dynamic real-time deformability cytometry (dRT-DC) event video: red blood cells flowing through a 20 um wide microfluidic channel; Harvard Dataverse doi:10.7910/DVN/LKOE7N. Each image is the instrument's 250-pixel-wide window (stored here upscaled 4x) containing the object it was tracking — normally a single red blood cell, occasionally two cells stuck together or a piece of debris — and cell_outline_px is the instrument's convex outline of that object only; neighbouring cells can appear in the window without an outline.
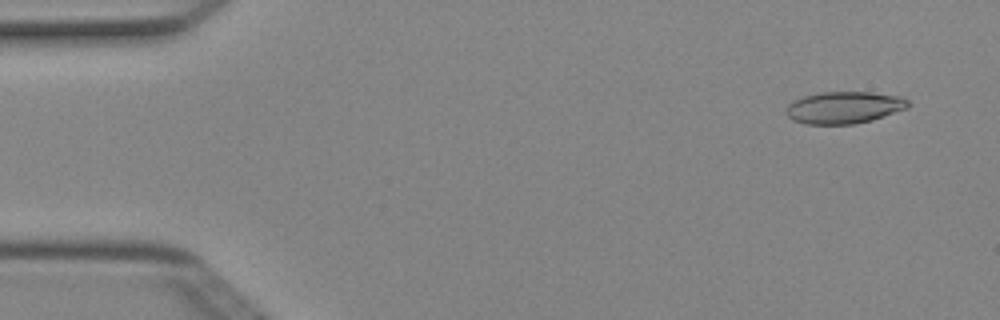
{"species": "Egyptian fruit bat (a non-hibernating species)", "species_latin": "Rousettus aegyptiacus", "temperature_condition": "cold", "stored_images_in_passage": 4, "camera_frame_rate_fps": 3000, "um_per_image_px": 0.085, "animal": {"sex": "female"}, "frame": {"image": 1, "passage_image": 1, "time_ms": 0.0, "image_size_px": [1000, 320], "cell_outline_px": [[912, 104], [908, 108], [872, 120], [852, 124], [804, 124], [792, 120], [784, 112], [784, 108], [792, 100], [804, 96], [820, 92], [872, 92], [900, 96], [908, 100]], "centroid_in_image_um": [71.72, 9.13], "position_along_channel_um": 13.3, "area_um2": 23.06}}
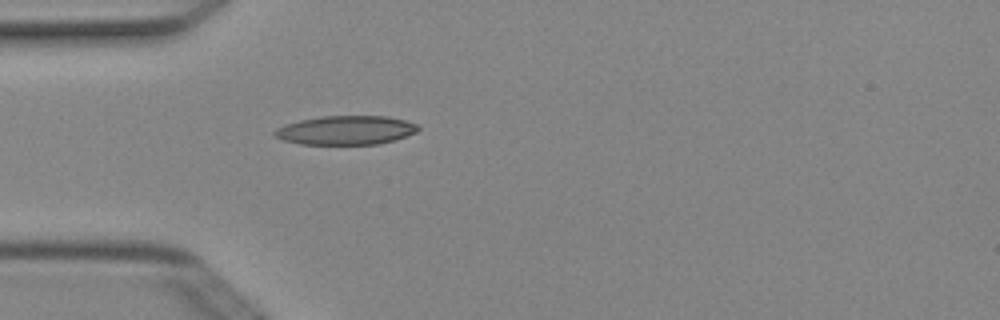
{"frame": {"image": 2, "passage_image": 4, "time_ms": 1.0, "image_size_px": [1000, 320], "cell_outline_px": [[420, 128], [416, 132], [392, 140], [376, 144], [300, 144], [284, 140], [276, 136], [272, 132], [276, 128], [300, 120], [320, 116], [388, 116], [404, 120], [416, 124]], "centroid_in_image_um": [29.38, 11.06], "position_along_channel_um": 55.6, "area_um2": 23.93}}